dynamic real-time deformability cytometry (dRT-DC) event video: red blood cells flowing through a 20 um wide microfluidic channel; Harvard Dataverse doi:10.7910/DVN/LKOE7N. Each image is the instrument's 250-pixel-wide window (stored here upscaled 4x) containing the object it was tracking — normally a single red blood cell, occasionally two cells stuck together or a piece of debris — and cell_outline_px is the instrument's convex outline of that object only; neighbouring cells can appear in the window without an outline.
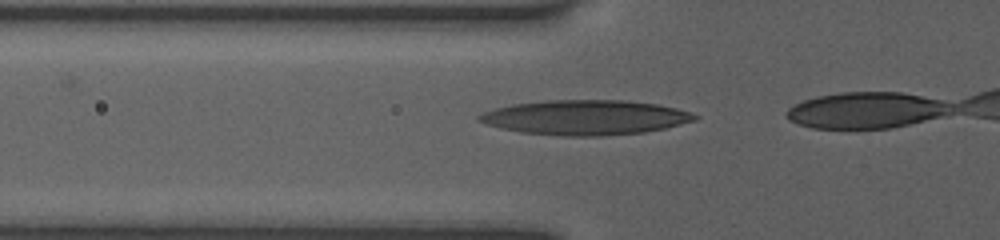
{"species": "human", "species_latin": "Homo sapiens", "temperature_condition": "room temperature", "stored_images_in_passage": 7, "camera_frame_rate_fps": 3000, "um_per_image_px": 0.085, "donor": {"sex": "female"}, "frame": {"image": 1, "passage_image": 2, "time_ms": 0.333, "image_size_px": [1000, 240], "cell_outline_px": [[700, 116], [696, 120], [664, 128], [644, 132], [600, 136], [560, 136], [520, 132], [488, 124], [476, 120], [476, 116], [484, 112], [496, 108], [512, 104], [544, 100], [624, 100], [656, 104], [676, 108]], "centroid_in_image_um": [49.74, 9.98], "position_along_channel_um": 76.1, "area_um2": 43.58}}
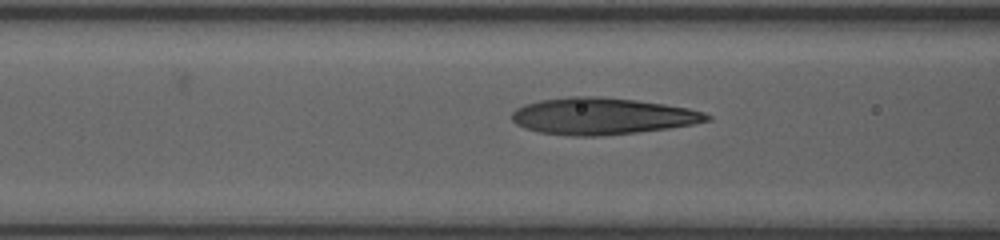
{"frame": {"image": 2, "passage_image": 5, "time_ms": 1.333, "image_size_px": [1000, 240], "cell_outline_px": [[712, 120], [692, 124], [668, 128], [636, 132], [600, 136], [568, 136], [540, 132], [524, 128], [516, 124], [512, 120], [512, 112], [516, 108], [524, 104], [540, 100], [572, 96], [600, 96], [636, 100], [664, 104], [688, 108], [704, 112], [712, 116]], "centroid_in_image_um": [51.17, 9.87], "position_along_channel_um": 115.4, "area_um2": 41.79}}